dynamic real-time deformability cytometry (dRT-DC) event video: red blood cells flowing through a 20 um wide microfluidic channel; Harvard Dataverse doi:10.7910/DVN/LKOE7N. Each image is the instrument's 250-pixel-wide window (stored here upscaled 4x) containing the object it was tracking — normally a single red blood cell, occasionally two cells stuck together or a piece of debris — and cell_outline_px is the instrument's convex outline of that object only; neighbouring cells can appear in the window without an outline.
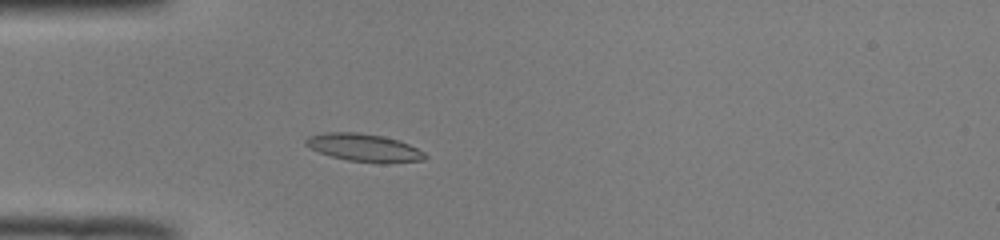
{"species": "common noctule bat (a hibernating species)", "species_latin": "Nyctalus noctula", "temperature_condition": "room temperature", "stored_images_in_passage": 45, "camera_frame_rate_fps": 3000, "um_per_image_px": 0.085, "animal": {"sex": "male", "body_mass_g": 19.0, "forearm_length_mm": 50.8}, "frame": {"image": 1, "passage_image": 9, "time_ms": 2.667, "image_size_px": [1000, 240], "cell_outline_px": [[428, 156], [424, 160], [384, 164], [348, 160], [332, 156], [320, 152], [304, 144], [304, 140], [308, 136], [324, 132], [356, 132], [384, 136], [408, 144], [424, 152]], "centroid_in_image_um": [30.95, 12.55], "position_along_channel_um": 54.0, "area_um2": 19.31}}
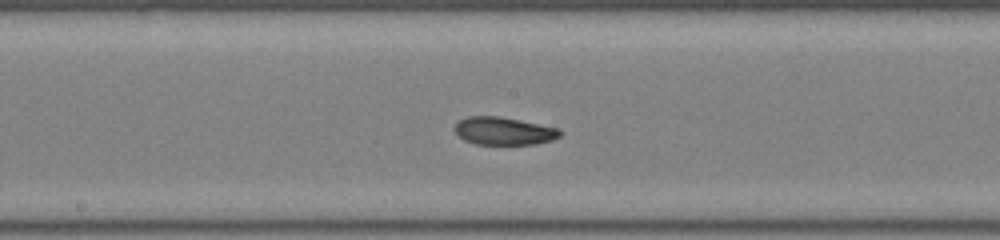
{"frame": {"image": 2, "passage_image": 21, "time_ms": 6.667, "image_size_px": [1000, 240], "cell_outline_px": [[560, 136], [552, 140], [536, 144], [476, 144], [464, 140], [452, 128], [456, 120], [468, 116], [500, 116], [560, 128]], "centroid_in_image_um": [42.78, 11.12], "position_along_channel_um": 205.4, "area_um2": 17.22}}
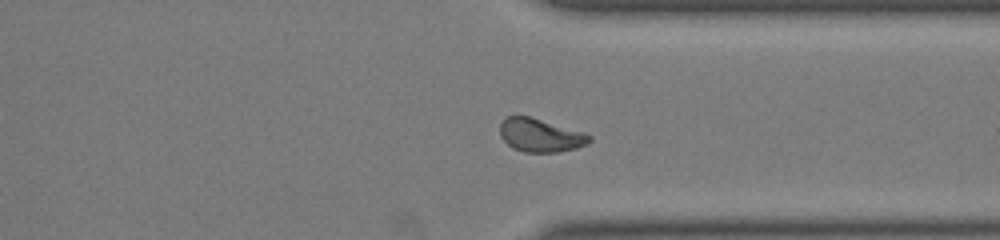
{"frame": {"image": 3, "passage_image": 33, "time_ms": 10.667, "image_size_px": [1000, 240], "cell_outline_px": [[592, 140], [588, 144], [576, 148], [556, 152], [524, 152], [512, 148], [500, 136], [500, 124], [504, 116], [528, 116], [584, 132], [592, 136]], "centroid_in_image_um": [45.93, 11.5], "position_along_channel_um": 365.5, "area_um2": 17.4}, "authors_computed_cell_mechanics": {"area_um2": 17.8024, "velocity_mm_per_s": 3.984, "shape_relaxation_time_tau1_ms": 4.8079, "shape_relaxation_time_tau2_ms": 2.6778, "deformation_change_tau1": 0.1617, "deformation_change_tau2": 0.0803}}